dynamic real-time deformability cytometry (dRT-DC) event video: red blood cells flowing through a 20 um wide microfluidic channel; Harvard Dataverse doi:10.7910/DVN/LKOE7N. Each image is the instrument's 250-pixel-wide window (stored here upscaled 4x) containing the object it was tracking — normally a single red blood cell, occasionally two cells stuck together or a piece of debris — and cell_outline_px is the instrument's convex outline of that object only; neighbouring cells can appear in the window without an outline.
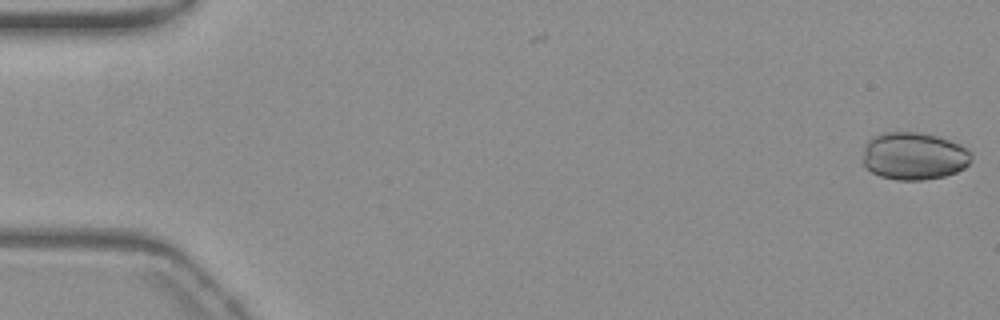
{"species": "common noctule bat (a hibernating species)", "species_latin": "Nyctalus noctula", "temperature_condition": "warm", "stored_images_in_passage": 8, "camera_frame_rate_fps": 3000, "um_per_image_px": 0.085, "animal": {"sex": "female", "body_mass_g": 19.3, "forearm_length_mm": 54.1}, "frame": {"image": 1, "passage_image": 1, "time_ms": 0.0, "image_size_px": [1000, 320], "cell_outline_px": [[972, 160], [964, 168], [956, 172], [944, 176], [924, 180], [896, 180], [880, 176], [872, 172], [864, 164], [864, 144], [872, 136], [880, 132], [920, 132], [936, 136], [960, 144], [968, 148], [972, 152]], "centroid_in_image_um": [77.69, 13.25], "position_along_channel_um": 7.3, "area_um2": 30.35}}